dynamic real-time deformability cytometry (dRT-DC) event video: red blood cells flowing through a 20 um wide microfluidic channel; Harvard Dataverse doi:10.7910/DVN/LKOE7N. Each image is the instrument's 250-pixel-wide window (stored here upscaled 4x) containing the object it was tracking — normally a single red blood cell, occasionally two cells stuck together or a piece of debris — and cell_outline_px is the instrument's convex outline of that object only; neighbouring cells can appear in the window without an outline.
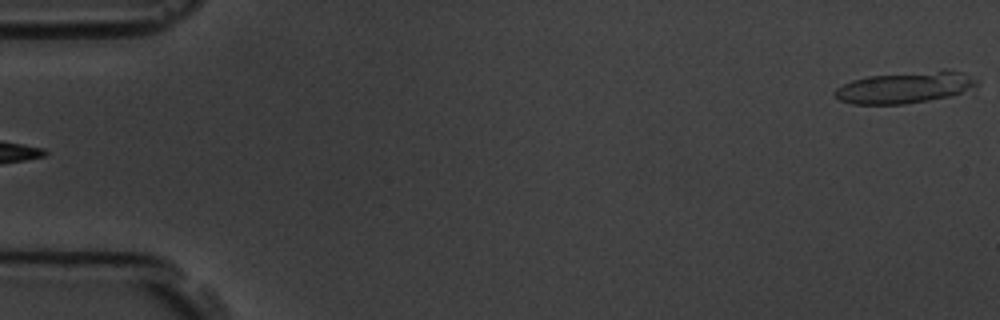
{"species": "common noctule bat (a hibernating species)", "species_latin": "Nyctalus noctula", "temperature_condition": "room temperature", "stored_images_in_passage": 5, "segment_of_instrument_passage": [2, 2], "camera_frame_rate_fps": 3000, "um_per_image_px": 0.085, "animal": {"sex": "male", "body_mass_g": 19.5, "forearm_length_mm": 54.6}, "frame": {"image": 1, "passage_image": 5, "time_ms": 5.667, "image_size_px": [1000, 320], "cell_outline_px": [[980, 80], [976, 84], [952, 96], [904, 104], [852, 104], [840, 100], [832, 92], [836, 88], [852, 80], [868, 76], [944, 68], [964, 72]], "centroid_in_image_um": [76.94, 7.4], "position_along_channel_um": 8.1, "area_um2": 26.36}}